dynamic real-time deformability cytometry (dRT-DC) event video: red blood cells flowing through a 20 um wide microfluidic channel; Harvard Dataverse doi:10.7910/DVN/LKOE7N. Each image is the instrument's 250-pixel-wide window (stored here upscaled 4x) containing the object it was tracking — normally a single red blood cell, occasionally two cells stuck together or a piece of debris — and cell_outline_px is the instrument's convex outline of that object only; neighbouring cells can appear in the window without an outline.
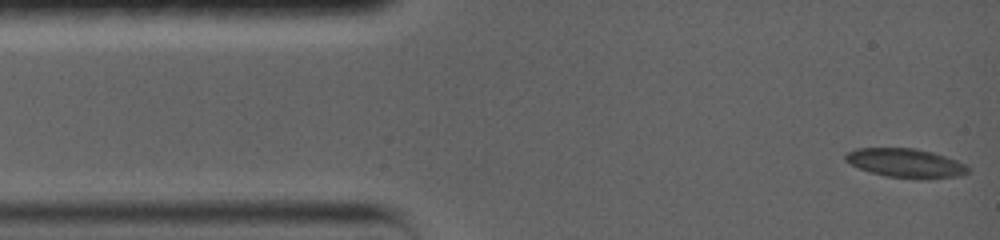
{"species": "common noctule bat (a hibernating species)", "species_latin": "Nyctalus noctula", "temperature_condition": "warm", "stored_images_in_passage": 20, "camera_frame_rate_fps": 5000, "um_per_image_px": 0.085, "animal": {"sex": "female", "body_mass_g": 19.0, "forearm_length_mm": 56.7}, "frame": {"image": 1, "passage_image": 1, "time_ms": 0.0, "image_size_px": [1000, 240], "cell_outline_px": [[968, 172], [964, 176], [924, 180], [888, 176], [872, 172], [860, 168], [844, 160], [844, 156], [848, 152], [856, 148], [912, 148], [932, 152], [956, 160], [964, 164], [968, 168]], "centroid_in_image_um": [77.02, 13.87], "position_along_channel_um": 8.0, "area_um2": 20.69}}
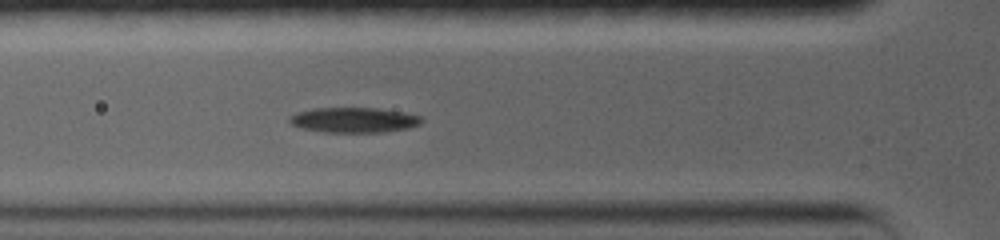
{"frame": {"image": 2, "passage_image": 15, "time_ms": 4.4, "image_size_px": [1000, 240], "cell_outline_px": [[424, 120], [420, 124], [408, 128], [380, 132], [324, 132], [304, 128], [292, 124], [288, 120], [288, 116], [296, 112], [312, 108], [380, 108], [404, 112], [420, 116]], "centroid_in_image_um": [30.08, 10.19], "position_along_channel_um": 95.7, "area_um2": 19.36}}
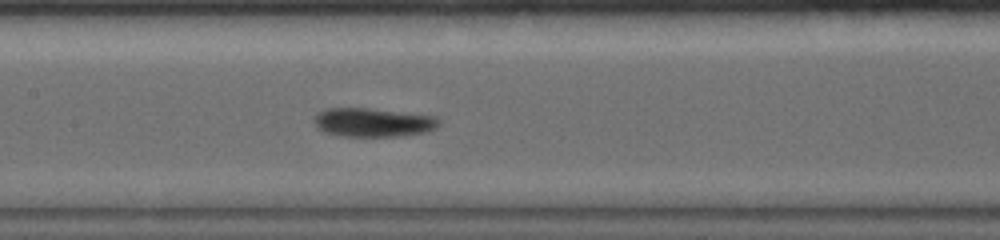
{"frame": {"image": 3, "passage_image": 20, "time_ms": 6.6, "image_size_px": [1000, 240], "cell_outline_px": [[440, 124], [436, 128], [424, 132], [396, 136], [340, 136], [324, 132], [316, 128], [312, 120], [324, 108], [368, 108], [436, 116], [440, 120]], "centroid_in_image_um": [31.68, 10.4], "position_along_channel_um": 175.7, "area_um2": 20.98}}